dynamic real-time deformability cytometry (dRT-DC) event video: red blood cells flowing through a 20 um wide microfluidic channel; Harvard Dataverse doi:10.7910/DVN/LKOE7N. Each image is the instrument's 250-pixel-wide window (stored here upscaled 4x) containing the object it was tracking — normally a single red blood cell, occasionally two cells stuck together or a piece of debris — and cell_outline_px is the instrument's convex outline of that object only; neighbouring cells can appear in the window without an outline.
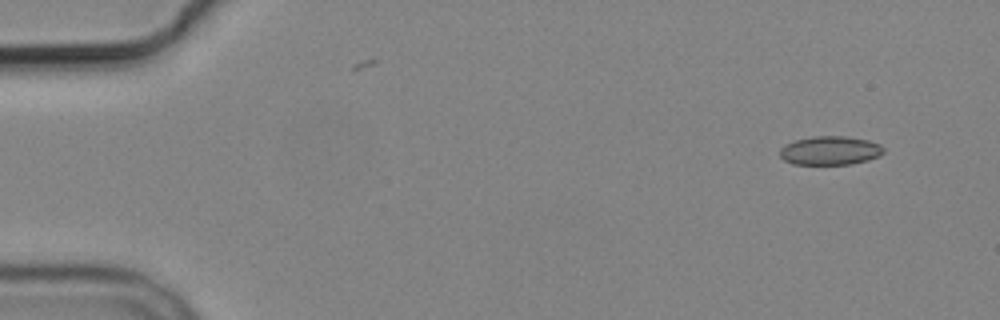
{"species": "common noctule bat (a hibernating species)", "species_latin": "Nyctalus noctula", "temperature_condition": "cold", "stored_images_in_passage": 10, "camera_frame_rate_fps": 3000, "um_per_image_px": 0.085, "animal": {"sex": "male", "body_mass_g": 19.2, "forearm_length_mm": 51.8}, "frame": {"image": 1, "passage_image": 1, "time_ms": 0.0, "image_size_px": [1000, 320], "cell_outline_px": [[884, 152], [880, 156], [868, 160], [852, 164], [792, 164], [784, 160], [780, 156], [780, 148], [784, 144], [796, 140], [812, 136], [848, 136], [868, 140], [880, 144], [884, 148]], "centroid_in_image_um": [70.57, 12.79], "position_along_channel_um": 14.4, "area_um2": 17.57}}
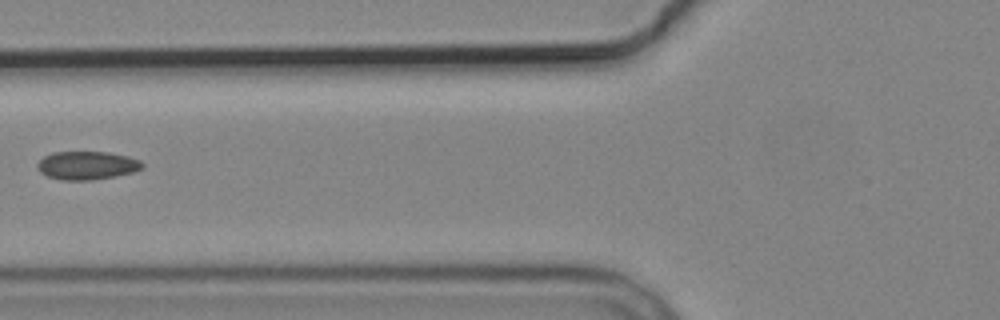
{"frame": {"image": 2, "passage_image": 6, "time_ms": 6.0, "image_size_px": [1000, 320], "cell_outline_px": [[144, 168], [132, 172], [116, 176], [92, 180], [60, 180], [48, 176], [40, 172], [36, 168], [36, 164], [44, 156], [52, 152], [108, 152], [128, 156], [140, 160], [144, 164]], "centroid_in_image_um": [7.39, 14.06], "position_along_channel_um": 118.4, "area_um2": 17.46}}
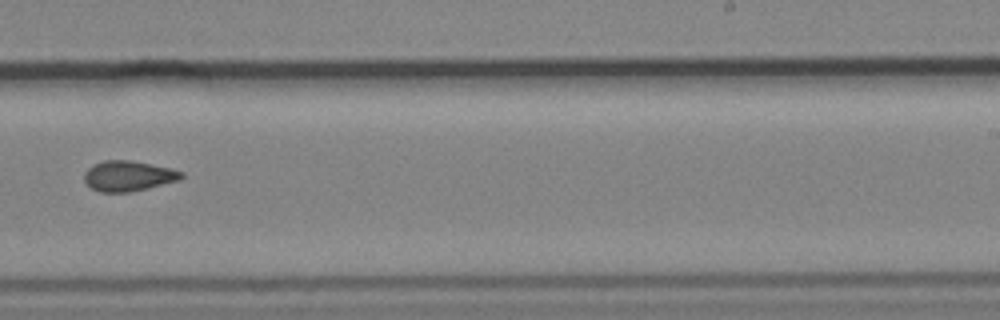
{"frame": {"image": 3, "passage_image": 10, "time_ms": 10.333, "image_size_px": [1000, 320], "cell_outline_px": [[184, 176], [180, 180], [132, 192], [100, 192], [92, 188], [84, 180], [84, 172], [92, 164], [104, 160], [132, 160], [172, 168], [184, 172]], "centroid_in_image_um": [10.93, 14.95], "position_along_channel_um": 278.1, "area_um2": 17.4}}